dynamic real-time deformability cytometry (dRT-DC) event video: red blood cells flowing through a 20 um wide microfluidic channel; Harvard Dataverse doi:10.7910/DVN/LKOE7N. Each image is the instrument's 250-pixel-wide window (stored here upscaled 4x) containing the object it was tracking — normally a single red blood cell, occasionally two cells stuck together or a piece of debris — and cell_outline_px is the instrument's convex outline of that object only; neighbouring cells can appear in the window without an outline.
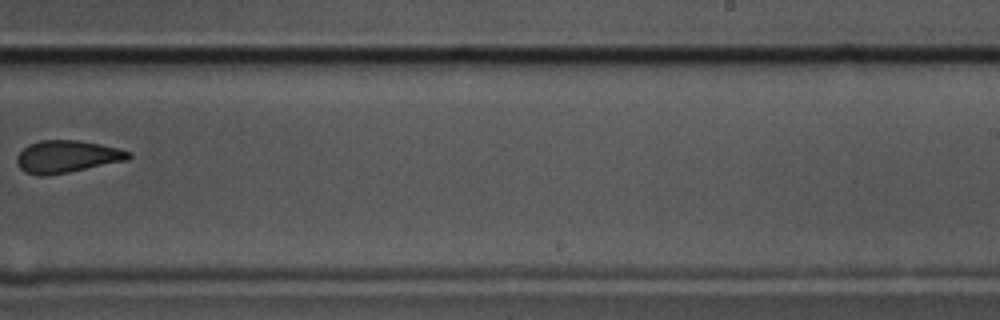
{"species": "common noctule bat (a hibernating species)", "species_latin": "Nyctalus noctula", "temperature_condition": "cold", "stored_images_in_passage": 11, "camera_frame_rate_fps": 3000, "um_per_image_px": 0.085, "animal": {"sex": "male", "body_mass_g": 17.5, "forearm_length_mm": 52.3}, "frame": {"image": 1, "passage_image": 10, "time_ms": 3.0, "image_size_px": [1000, 320], "cell_outline_px": [[132, 156], [128, 160], [68, 172], [44, 176], [40, 176], [24, 172], [16, 164], [16, 156], [28, 144], [40, 140], [80, 140], [100, 144], [132, 152]], "centroid_in_image_um": [5.67, 13.31], "position_along_channel_um": 283.3, "area_um2": 21.1}}
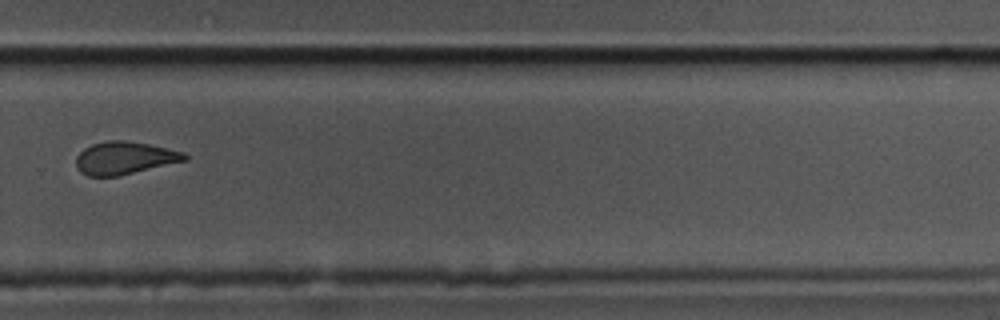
{"frame": {"image": 2, "passage_image": 11, "time_ms": 3.333, "image_size_px": [1000, 320], "cell_outline_px": [[188, 160], [116, 176], [88, 176], [80, 172], [76, 168], [76, 156], [84, 148], [92, 144], [108, 140], [124, 140], [148, 144], [168, 148], [184, 152], [188, 156]], "centroid_in_image_um": [10.57, 13.42], "position_along_channel_um": 319.2, "area_um2": 20.63}}